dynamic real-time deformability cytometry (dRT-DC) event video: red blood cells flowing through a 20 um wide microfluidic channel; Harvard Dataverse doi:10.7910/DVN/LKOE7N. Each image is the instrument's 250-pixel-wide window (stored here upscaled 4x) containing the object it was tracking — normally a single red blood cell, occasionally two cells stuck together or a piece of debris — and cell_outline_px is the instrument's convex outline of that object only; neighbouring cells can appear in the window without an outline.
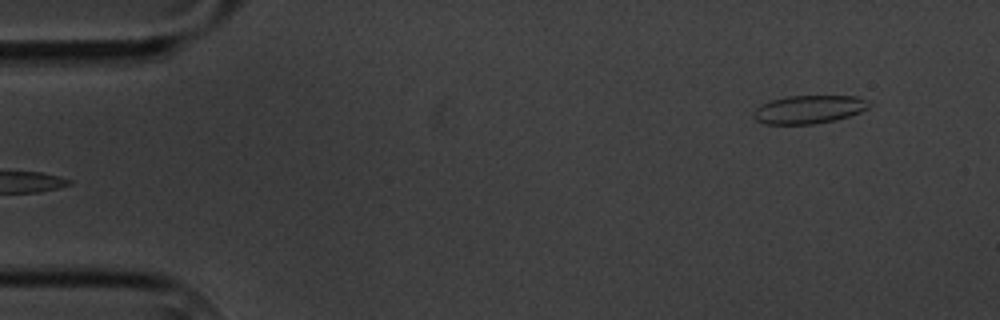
{"species": "common noctule bat (a hibernating species)", "species_latin": "Nyctalus noctula", "temperature_condition": "cold", "stored_images_in_passage": 4, "segment_of_instrument_passage": [2, 2], "camera_frame_rate_fps": 3000, "um_per_image_px": 0.085, "animal": {"sex": "male", "body_mass_g": 20.1, "forearm_length_mm": 53.5}, "frame": {"image": 1, "passage_image": 4, "time_ms": 3.667, "image_size_px": [1000, 320], "cell_outline_px": [[872, 104], [868, 108], [860, 112], [836, 120], [812, 124], [764, 124], [756, 120], [752, 116], [752, 112], [760, 104], [772, 100], [788, 96], [856, 96], [868, 100]], "centroid_in_image_um": [68.74, 9.3], "position_along_channel_um": 16.3, "area_um2": 19.13}}